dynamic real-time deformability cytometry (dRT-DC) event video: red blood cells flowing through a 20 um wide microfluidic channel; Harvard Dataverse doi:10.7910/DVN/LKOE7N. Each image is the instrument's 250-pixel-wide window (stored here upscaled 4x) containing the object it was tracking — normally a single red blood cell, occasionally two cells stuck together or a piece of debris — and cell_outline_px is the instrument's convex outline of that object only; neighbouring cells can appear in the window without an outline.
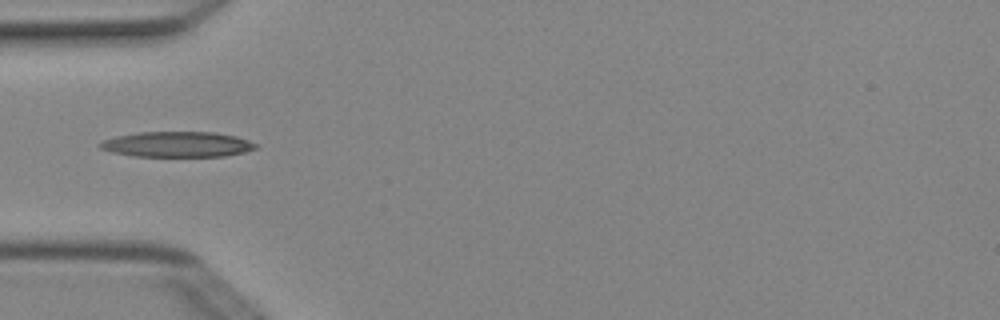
{"species": "Egyptian fruit bat (a non-hibernating species)", "species_latin": "Rousettus aegyptiacus", "temperature_condition": "cold", "stored_images_in_passage": 5, "camera_frame_rate_fps": 3000, "um_per_image_px": 0.085, "animal": {"sex": "female"}, "frame": {"image": 1, "passage_image": 5, "time_ms": 1.333, "image_size_px": [1000, 320], "cell_outline_px": [[260, 144], [256, 148], [244, 152], [224, 156], [132, 156], [112, 152], [100, 148], [96, 144], [104, 140], [116, 136], [136, 132], [212, 132], [236, 136]], "centroid_in_image_um": [15.06, 12.26], "position_along_channel_um": 69.9, "area_um2": 23.12}}